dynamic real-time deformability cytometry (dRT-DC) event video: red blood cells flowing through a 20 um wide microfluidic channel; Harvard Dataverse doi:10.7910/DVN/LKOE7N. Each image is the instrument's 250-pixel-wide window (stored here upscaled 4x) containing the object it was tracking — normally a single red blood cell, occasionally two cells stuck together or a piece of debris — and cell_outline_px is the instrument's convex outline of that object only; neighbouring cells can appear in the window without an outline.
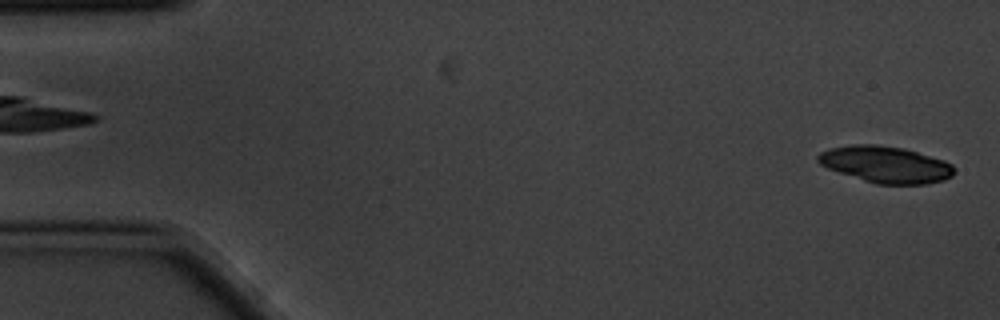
{"species": "common noctule bat (a hibernating species)", "species_latin": "Nyctalus noctula", "temperature_condition": "cold", "stored_images_in_passage": 3, "camera_frame_rate_fps": 3000, "um_per_image_px": 0.085, "animal": {"sex": "male", "body_mass_g": 20.1, "forearm_length_mm": 53.5}, "frame": {"image": 1, "passage_image": 3, "time_ms": 0.667, "image_size_px": [1000, 320], "cell_outline_px": [[956, 168], [952, 176], [944, 180], [924, 184], [876, 184], [828, 168], [820, 164], [816, 160], [816, 156], [820, 152], [828, 148], [852, 144], [876, 144], [904, 148], [944, 160], [952, 164]], "centroid_in_image_um": [75.28, 13.97], "position_along_channel_um": 9.7, "area_um2": 29.07}}